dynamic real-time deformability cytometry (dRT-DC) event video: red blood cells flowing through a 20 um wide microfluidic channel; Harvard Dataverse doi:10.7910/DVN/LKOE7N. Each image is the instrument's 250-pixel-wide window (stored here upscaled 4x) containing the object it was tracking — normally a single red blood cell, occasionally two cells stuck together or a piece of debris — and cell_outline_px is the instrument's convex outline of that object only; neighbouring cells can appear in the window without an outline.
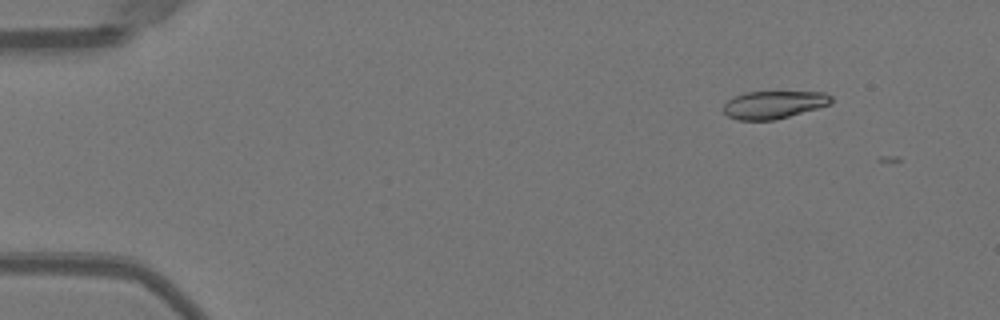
{"species": "Egyptian fruit bat (a non-hibernating species)", "species_latin": "Rousettus aegyptiacus", "temperature_condition": "warm", "stored_images_in_passage": 8, "camera_frame_rate_fps": 3000, "um_per_image_px": 0.085, "animal": {"sex": "female"}, "frame": {"image": 1, "passage_image": 2, "time_ms": 0.333, "image_size_px": [1000, 320], "cell_outline_px": [[832, 104], [776, 120], [740, 120], [728, 116], [724, 112], [724, 104], [728, 100], [744, 92], [824, 92], [832, 96]], "centroid_in_image_um": [65.8, 8.9], "position_along_channel_um": 19.2, "area_um2": 17.4}}